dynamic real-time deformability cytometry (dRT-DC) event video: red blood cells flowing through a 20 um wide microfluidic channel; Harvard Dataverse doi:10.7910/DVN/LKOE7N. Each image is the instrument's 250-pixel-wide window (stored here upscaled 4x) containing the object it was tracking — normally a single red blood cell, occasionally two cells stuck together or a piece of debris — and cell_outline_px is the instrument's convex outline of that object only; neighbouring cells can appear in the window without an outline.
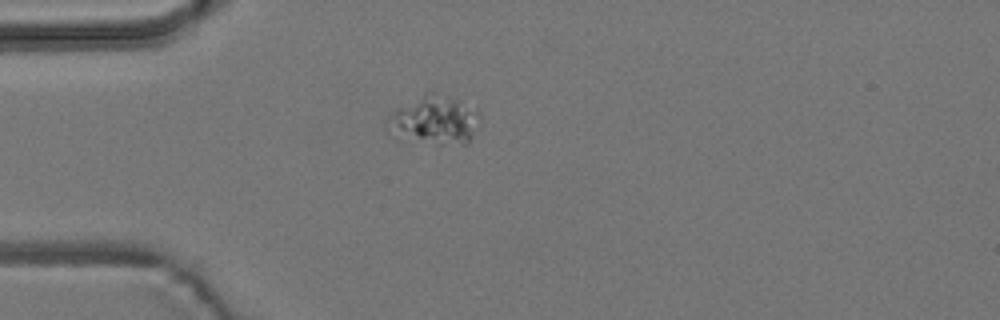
{"species": "common noctule bat (a hibernating species)", "species_latin": "Nyctalus noctula", "temperature_condition": "room temperature", "stored_images_in_passage": 2, "camera_frame_rate_fps": 3000, "um_per_image_px": 0.085, "animal": {"sex": "male", "body_mass_g": 19.2, "forearm_length_mm": 51.8}, "frame": {"image": 1, "passage_image": 2, "time_ms": 1.333, "image_size_px": [1000, 320], "cell_outline_px": [[480, 120], [468, 144], [436, 144], [404, 128], [388, 116], [396, 108], [424, 92], [436, 88], [476, 108], [480, 112]], "centroid_in_image_um": [37.26, 10.02], "position_along_channel_um": 47.7, "area_um2": 24.28}}